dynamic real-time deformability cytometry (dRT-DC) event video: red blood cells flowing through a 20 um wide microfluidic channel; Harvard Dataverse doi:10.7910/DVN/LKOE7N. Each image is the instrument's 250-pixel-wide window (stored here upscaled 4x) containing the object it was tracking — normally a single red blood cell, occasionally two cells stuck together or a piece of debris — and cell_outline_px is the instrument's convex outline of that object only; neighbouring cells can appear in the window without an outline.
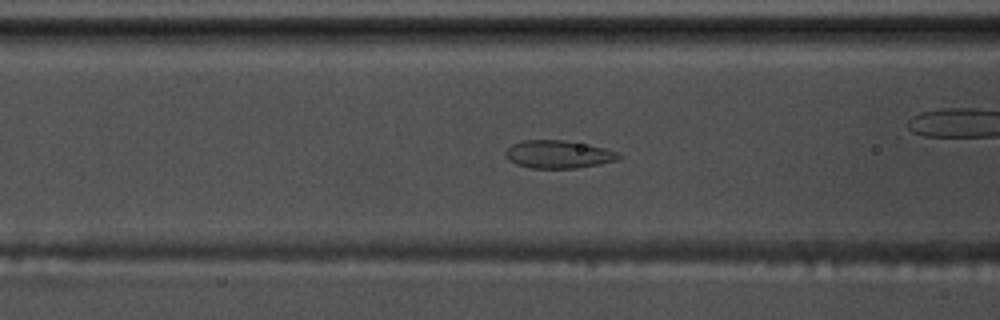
{"species": "common noctule bat (a hibernating species)", "species_latin": "Nyctalus noctula", "temperature_condition": "warm", "stored_images_in_passage": 59, "camera_frame_rate_fps": 3000, "um_per_image_px": 0.085, "animal": {"sex": "male", "body_mass_g": 17.5, "forearm_length_mm": 52.3}, "frame": {"image": 1, "passage_image": 24, "time_ms": 7.667, "image_size_px": [1000, 320], "cell_outline_px": [[624, 156], [616, 160], [600, 164], [576, 168], [532, 168], [516, 164], [508, 160], [504, 156], [504, 152], [512, 144], [524, 140], [564, 140], [588, 144], [604, 148], [616, 152]], "centroid_in_image_um": [47.44, 13.12], "position_along_channel_um": 119.2, "area_um2": 18.44}}
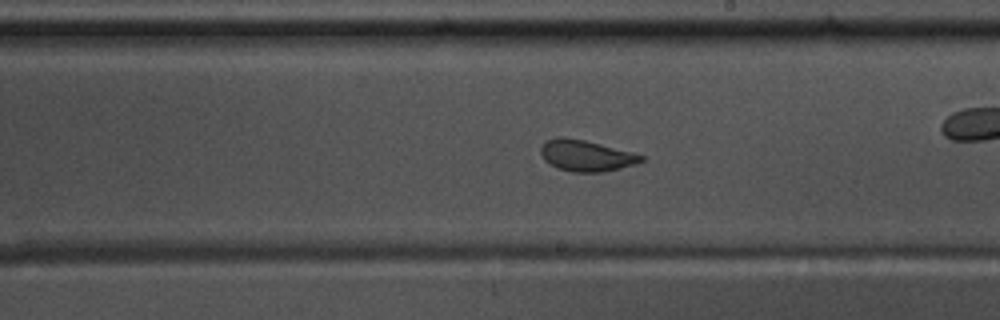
{"frame": {"image": 2, "passage_image": 34, "time_ms": 11.0, "image_size_px": [1000, 320], "cell_outline_px": [[644, 160], [636, 164], [620, 168], [600, 172], [572, 172], [560, 168], [544, 160], [540, 152], [540, 148], [544, 140], [556, 136], [564, 136], [584, 140], [632, 152], [644, 156]], "centroid_in_image_um": [49.79, 13.21], "position_along_channel_um": 239.2, "area_um2": 18.21}}
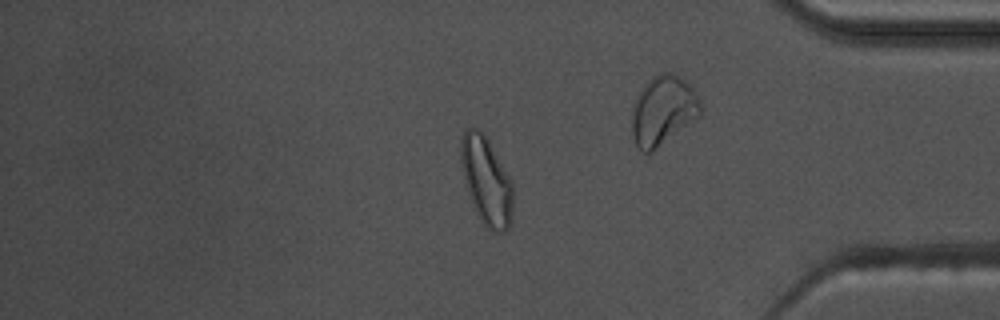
{"frame": {"image": 3, "passage_image": 49, "time_ms": 16.0, "image_size_px": [1000, 320], "cell_outline_px": [[512, 216], [508, 232], [492, 232], [480, 220], [464, 180], [460, 160], [460, 136], [468, 128], [476, 128], [484, 132], [512, 180]], "centroid_in_image_um": [41.35, 15.35], "position_along_channel_um": 393.9, "area_um2": 26.82}, "authors_computed_cell_mechanics": {"area_um2": 20.808, "velocity_mm_per_s": 3.6163, "shape_relaxation_time_tau1_ms": null, "shape_relaxation_time_tau2_ms": 1.043, "deformation_change_tau1": null, "deformation_change_tau2": 0.0461}}